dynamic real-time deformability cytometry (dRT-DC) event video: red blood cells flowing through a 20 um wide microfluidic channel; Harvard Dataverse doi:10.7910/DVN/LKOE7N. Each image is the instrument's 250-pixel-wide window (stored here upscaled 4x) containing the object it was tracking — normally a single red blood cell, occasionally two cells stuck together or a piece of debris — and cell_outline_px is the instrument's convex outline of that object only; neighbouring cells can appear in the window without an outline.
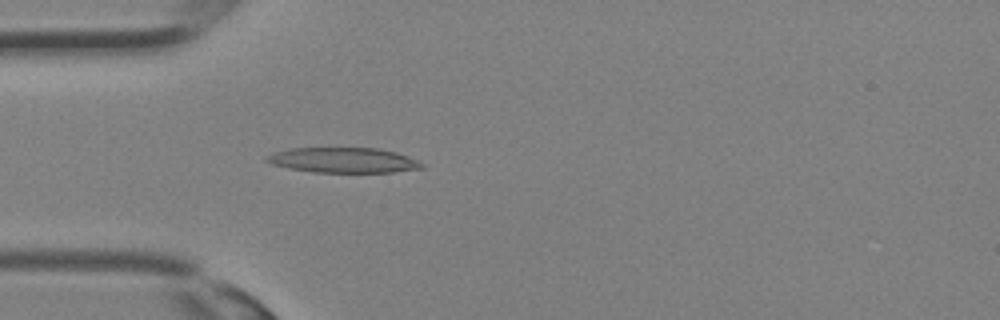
{"species": "Egyptian fruit bat (a non-hibernating species)", "species_latin": "Rousettus aegyptiacus", "temperature_condition": "room temperature", "stored_images_in_passage": 32, "camera_frame_rate_fps": 3000, "um_per_image_px": 0.085, "animal": {"sex": "female"}, "frame": {"image": 1, "passage_image": 9, "time_ms": 2.667, "image_size_px": [1000, 320], "cell_outline_px": [[424, 168], [392, 172], [312, 172], [288, 168], [272, 164], [264, 160], [264, 156], [288, 148], [380, 148], [396, 152], [408, 156], [424, 164]], "centroid_in_image_um": [29.17, 13.61], "position_along_channel_um": 55.8, "area_um2": 22.83}}
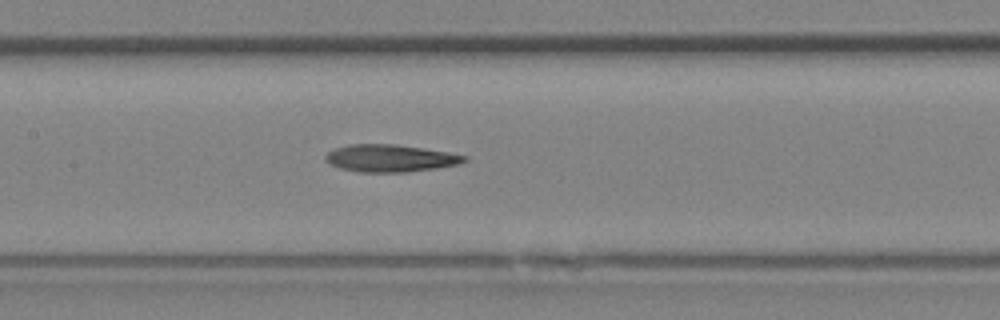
{"frame": {"image": 2, "passage_image": 15, "time_ms": 4.667, "image_size_px": [1000, 320], "cell_outline_px": [[468, 160], [460, 164], [436, 168], [408, 172], [360, 172], [340, 168], [324, 160], [324, 156], [328, 152], [336, 148], [348, 144], [392, 144], [424, 148], [448, 152], [468, 156]], "centroid_in_image_um": [33.19, 13.45], "position_along_channel_um": 174.2, "area_um2": 22.14}}
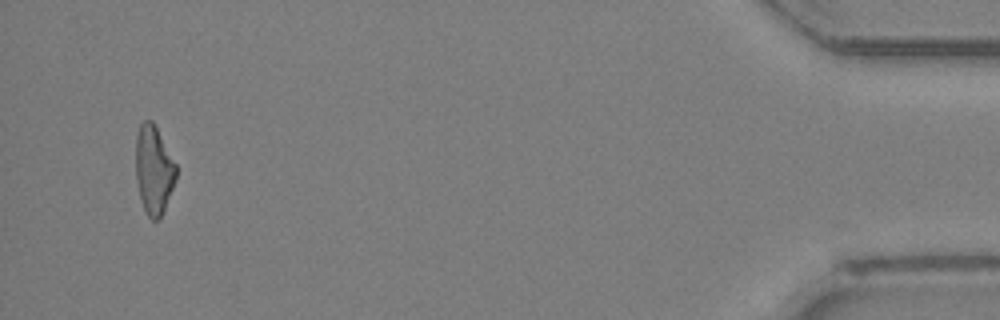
{"frame": {"image": 3, "passage_image": 31, "time_ms": 10.0, "image_size_px": [1000, 320], "cell_outline_px": [[176, 180], [160, 220], [152, 220], [148, 216], [144, 208], [140, 196], [136, 180], [136, 136], [140, 124], [144, 120], [152, 120], [176, 164]], "centroid_in_image_um": [13.07, 14.45], "position_along_channel_um": 422.1, "area_um2": 20.69}}